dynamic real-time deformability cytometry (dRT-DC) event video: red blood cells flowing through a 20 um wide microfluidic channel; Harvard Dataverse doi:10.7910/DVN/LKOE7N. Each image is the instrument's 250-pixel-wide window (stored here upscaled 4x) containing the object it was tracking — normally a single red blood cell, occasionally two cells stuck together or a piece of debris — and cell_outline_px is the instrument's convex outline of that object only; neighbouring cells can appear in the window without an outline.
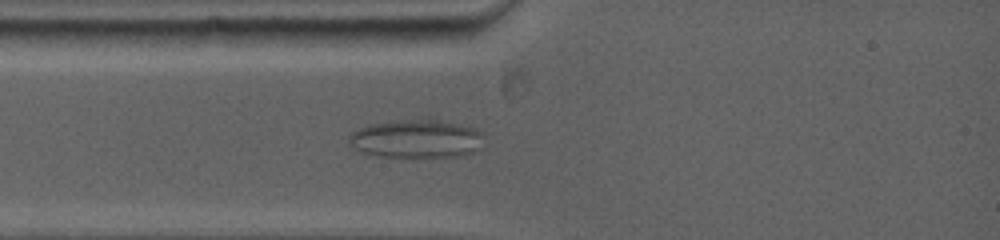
{"species": "common noctule bat (a hibernating species)", "species_latin": "Nyctalus noctula", "temperature_condition": "warm", "stored_images_in_passage": 32, "camera_frame_rate_fps": 5000, "um_per_image_px": 0.085, "animal": {"sex": "female", "body_mass_g": 19.0, "forearm_length_mm": 53.3}, "frame": {"image": 1, "passage_image": 6, "time_ms": 2.4, "image_size_px": [1000, 240], "cell_outline_px": [[484, 132], [480, 148], [472, 152], [460, 156], [380, 156], [356, 152], [348, 144], [348, 136], [352, 132], [368, 124], [424, 116], [432, 116], [476, 128]], "centroid_in_image_um": [35.39, 11.74], "position_along_channel_um": 49.6, "area_um2": 31.27}}
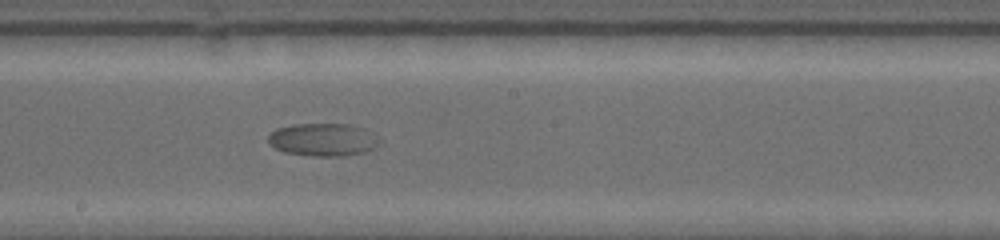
{"frame": {"image": 2, "passage_image": 16, "time_ms": 7.2, "image_size_px": [1000, 240], "cell_outline_px": [[380, 144], [376, 148], [364, 152], [344, 156], [308, 156], [284, 152], [276, 148], [268, 140], [268, 136], [276, 128], [296, 124], [348, 124], [364, 128]], "centroid_in_image_um": [27.43, 11.88], "position_along_channel_um": 220.8, "area_um2": 21.04}}
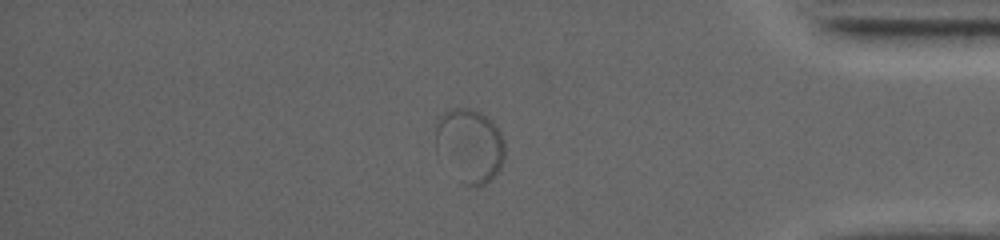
{"frame": {"image": 3, "passage_image": 28, "time_ms": 13.0, "image_size_px": [1000, 240], "cell_outline_px": [[504, 156], [500, 168], [496, 176], [480, 188], [468, 188], [460, 184], [468, 112], [476, 112], [488, 120], [496, 128], [500, 136], [504, 148]], "centroid_in_image_um": [40.87, 12.94], "position_along_channel_um": 394.3, "area_um2": 17.57}}